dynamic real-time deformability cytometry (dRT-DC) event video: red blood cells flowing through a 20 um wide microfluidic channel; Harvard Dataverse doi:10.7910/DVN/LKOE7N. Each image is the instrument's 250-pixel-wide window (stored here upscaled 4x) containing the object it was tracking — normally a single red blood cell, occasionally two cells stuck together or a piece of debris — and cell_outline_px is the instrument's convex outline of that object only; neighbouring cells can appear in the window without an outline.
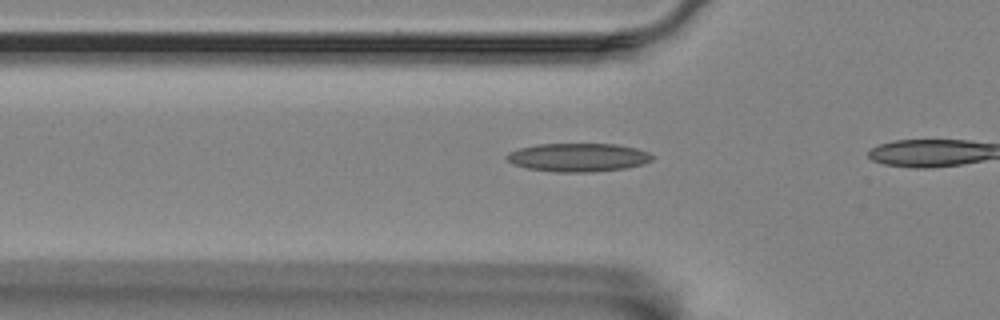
{"species": "Egyptian fruit bat (a non-hibernating species)", "species_latin": "Rousettus aegyptiacus", "temperature_condition": "room temperature", "stored_images_in_passage": 12, "camera_frame_rate_fps": 3000, "um_per_image_px": 0.085, "animal": {"sex": "female"}, "frame": {"image": 1, "passage_image": 6, "time_ms": 1.667, "image_size_px": [1000, 320], "cell_outline_px": [[656, 156], [652, 160], [644, 164], [624, 168], [596, 172], [552, 172], [528, 168], [512, 164], [504, 156], [508, 152], [520, 148], [536, 144], [616, 144], [636, 148], [648, 152]], "centroid_in_image_um": [49.15, 13.38], "position_along_channel_um": 76.7, "area_um2": 24.33}}
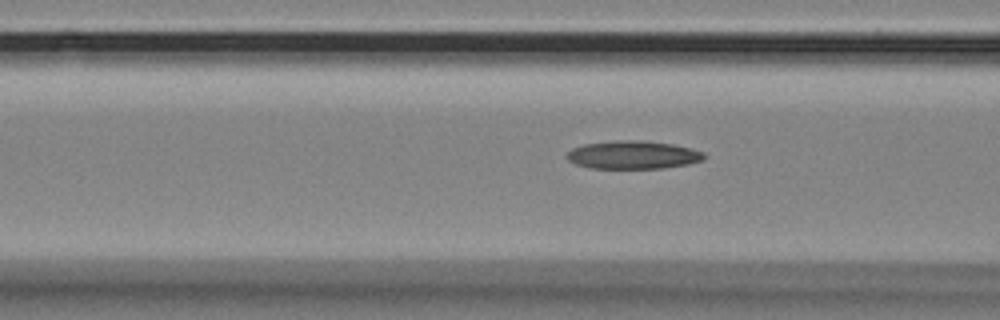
{"frame": {"image": 2, "passage_image": 9, "time_ms": 2.667, "image_size_px": [1000, 320], "cell_outline_px": [[708, 156], [704, 160], [688, 164], [664, 168], [588, 168], [576, 164], [568, 160], [564, 156], [572, 148], [584, 144], [620, 140], [644, 140], [672, 144], [692, 148], [704, 152]], "centroid_in_image_um": [53.83, 13.16], "position_along_channel_um": 112.8, "area_um2": 22.72}}